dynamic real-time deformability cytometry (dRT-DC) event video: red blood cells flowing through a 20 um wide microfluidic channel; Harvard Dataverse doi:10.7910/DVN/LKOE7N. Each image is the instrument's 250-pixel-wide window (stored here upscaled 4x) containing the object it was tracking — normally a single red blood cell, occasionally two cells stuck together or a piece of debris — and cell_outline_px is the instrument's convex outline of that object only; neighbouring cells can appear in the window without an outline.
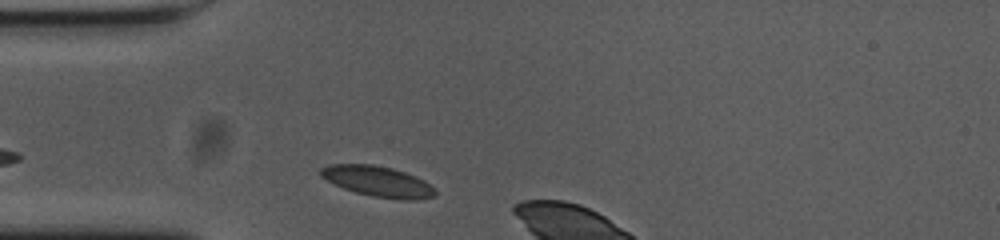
{"species": "common noctule bat (a hibernating species)", "species_latin": "Nyctalus noctula", "temperature_condition": "cold", "stored_images_in_passage": 5, "camera_frame_rate_fps": 3000, "um_per_image_px": 0.085, "animal": {"sex": "female", "body_mass_g": 23.0, "forearm_length_mm": 53.4}, "frame": {"image": 1, "passage_image": 2, "time_ms": 0.333, "image_size_px": [1000, 240], "cell_outline_px": [[436, 196], [416, 200], [404, 200], [372, 196], [356, 192], [344, 188], [320, 176], [320, 168], [328, 164], [372, 164], [392, 168], [404, 172], [424, 180], [436, 188]], "centroid_in_image_um": [32.15, 15.42], "position_along_channel_um": 52.9, "area_um2": 20.35}}